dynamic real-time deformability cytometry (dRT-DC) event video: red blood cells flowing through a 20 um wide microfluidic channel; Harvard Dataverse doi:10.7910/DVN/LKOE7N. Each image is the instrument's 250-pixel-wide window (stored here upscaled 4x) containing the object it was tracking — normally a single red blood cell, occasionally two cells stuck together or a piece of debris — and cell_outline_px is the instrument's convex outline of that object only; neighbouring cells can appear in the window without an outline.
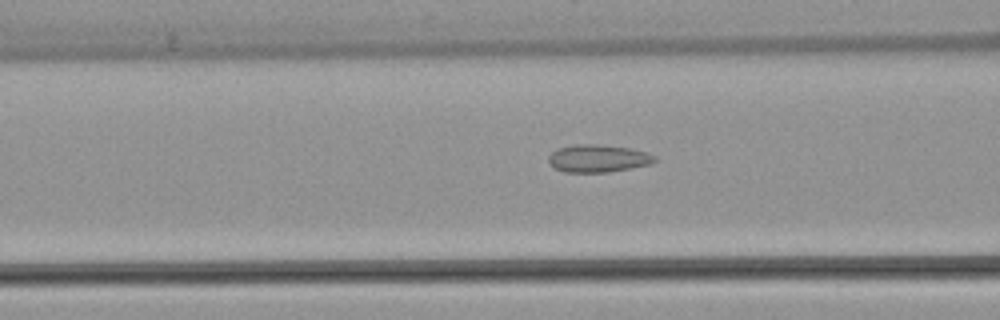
{"species": "common noctule bat (a hibernating species)", "species_latin": "Nyctalus noctula", "temperature_condition": "warm", "stored_images_in_passage": 34, "camera_frame_rate_fps": 3000, "um_per_image_px": 0.085, "animal": {"sex": "female", "body_mass_g": 22.7, "forearm_length_mm": 54.2}, "frame": {"image": 1, "passage_image": 11, "time_ms": 3.333, "image_size_px": [1000, 320], "cell_outline_px": [[656, 160], [648, 164], [608, 172], [564, 172], [556, 168], [548, 160], [548, 156], [556, 148], [572, 144], [596, 144], [628, 148], [644, 152], [656, 156]], "centroid_in_image_um": [50.77, 13.45], "position_along_channel_um": 115.8, "area_um2": 16.82}}
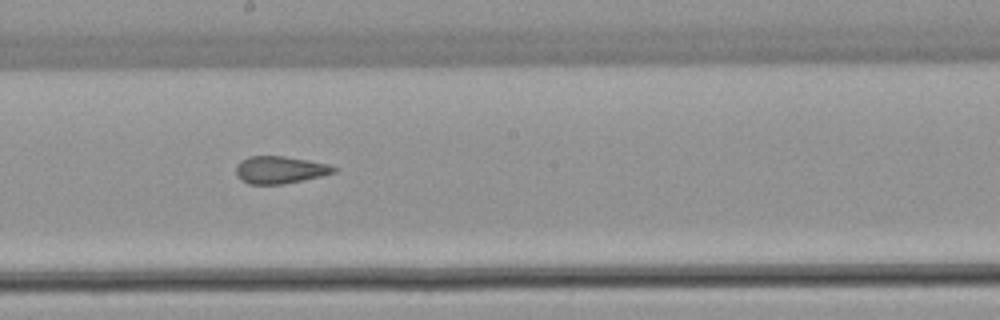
{"frame": {"image": 2, "passage_image": 19, "time_ms": 6.0, "image_size_px": [1000, 320], "cell_outline_px": [[336, 172], [304, 180], [284, 184], [248, 184], [240, 180], [236, 176], [236, 164], [240, 160], [248, 156], [284, 156], [308, 160], [328, 164], [336, 168]], "centroid_in_image_um": [23.74, 14.44], "position_along_channel_um": 224.5, "area_um2": 15.72}}
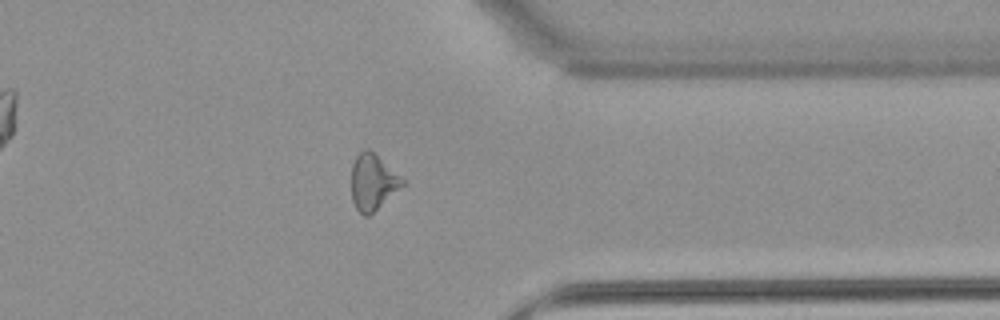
{"frame": {"image": 3, "passage_image": 31, "time_ms": 10.0, "image_size_px": [1000, 320], "cell_outline_px": [[404, 184], [368, 216], [364, 216], [356, 208], [352, 200], [352, 164], [356, 156], [364, 148], [368, 148], [404, 180]], "centroid_in_image_um": [31.65, 15.47], "position_along_channel_um": 379.8, "area_um2": 16.07}}